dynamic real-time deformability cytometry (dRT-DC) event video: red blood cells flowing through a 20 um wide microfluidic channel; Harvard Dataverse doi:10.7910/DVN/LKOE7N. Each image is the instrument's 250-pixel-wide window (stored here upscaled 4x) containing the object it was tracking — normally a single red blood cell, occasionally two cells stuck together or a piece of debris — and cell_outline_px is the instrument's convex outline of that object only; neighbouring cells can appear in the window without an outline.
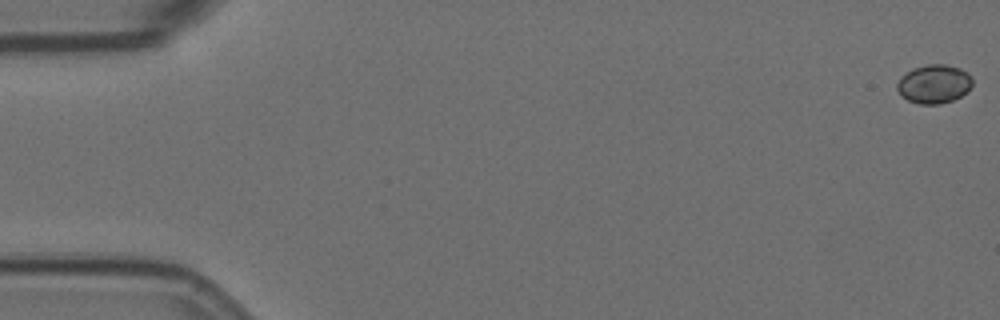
{"species": "Egyptian fruit bat (a non-hibernating species)", "species_latin": "Rousettus aegyptiacus", "temperature_condition": "room temperature", "stored_images_in_passage": 45, "camera_frame_rate_fps": 3000, "um_per_image_px": 0.085, "animal": {"sex": "female"}, "frame": {"image": 1, "passage_image": 1, "time_ms": 0.0, "image_size_px": [1000, 320], "cell_outline_px": [[972, 84], [968, 92], [952, 100], [940, 104], [920, 104], [908, 100], [900, 96], [896, 88], [896, 84], [900, 76], [916, 68], [928, 64], [944, 64], [960, 68], [968, 72], [972, 76]], "centroid_in_image_um": [79.4, 7.14], "position_along_channel_um": 5.6, "area_um2": 17.11}}
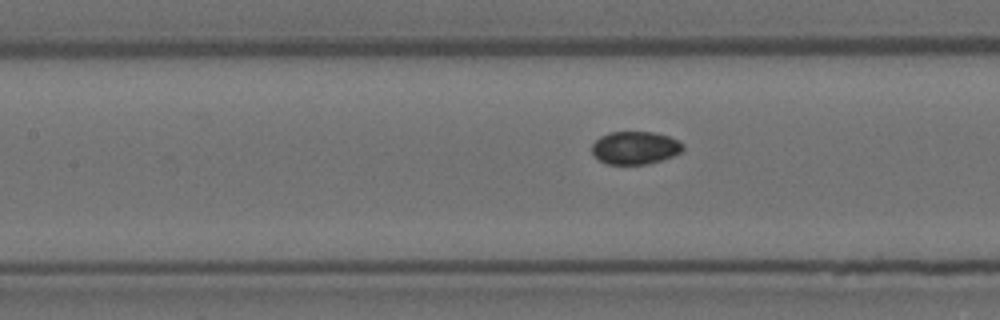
{"frame": {"image": 2, "passage_image": 26, "time_ms": 8.333, "image_size_px": [1000, 320], "cell_outline_px": [[684, 148], [680, 152], [672, 156], [648, 164], [608, 164], [600, 160], [592, 152], [592, 144], [600, 136], [608, 132], [652, 132], [668, 136], [684, 144]], "centroid_in_image_um": [53.97, 12.56], "position_along_channel_um": 153.4, "area_um2": 17.28}}
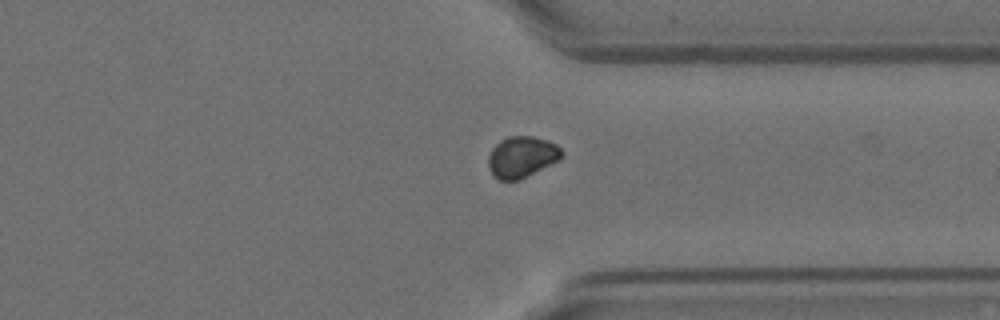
{"frame": {"image": 3, "passage_image": 44, "time_ms": 14.333, "image_size_px": [1000, 320], "cell_outline_px": [[564, 156], [560, 160], [520, 180], [500, 180], [492, 176], [488, 164], [488, 156], [492, 148], [500, 140], [508, 136], [532, 136], [548, 140], [556, 144], [564, 152]], "centroid_in_image_um": [44.37, 13.34], "position_along_channel_um": 367.0, "area_um2": 17.92}}